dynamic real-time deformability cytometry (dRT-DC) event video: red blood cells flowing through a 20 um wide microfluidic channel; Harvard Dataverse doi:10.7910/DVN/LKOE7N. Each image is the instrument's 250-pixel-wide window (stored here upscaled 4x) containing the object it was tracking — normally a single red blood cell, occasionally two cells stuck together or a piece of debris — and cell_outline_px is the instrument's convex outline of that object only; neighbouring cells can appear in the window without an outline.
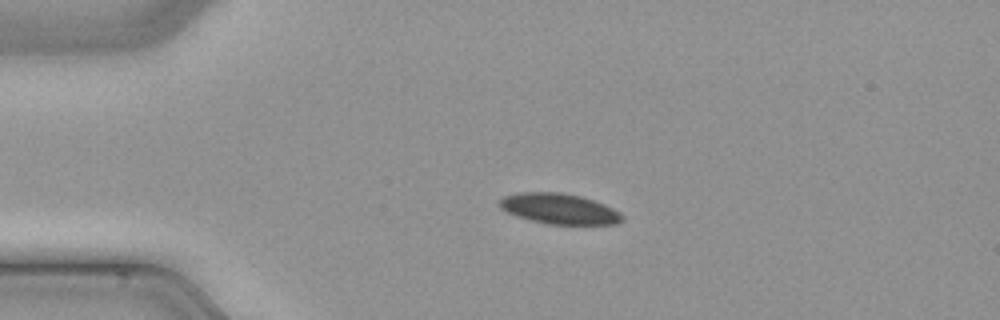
{"species": "common noctule bat (a hibernating species)", "species_latin": "Nyctalus noctula", "temperature_condition": "cold", "stored_images_in_passage": 43, "camera_frame_rate_fps": 3000, "um_per_image_px": 0.085, "animal": {"sex": "male", "body_mass_g": 21.5, "forearm_length_mm": 52.0}, "frame": {"image": 1, "passage_image": 11, "time_ms": 3.333, "image_size_px": [1000, 320], "cell_outline_px": [[624, 220], [616, 224], [548, 224], [516, 216], [504, 212], [500, 208], [500, 200], [504, 196], [516, 192], [560, 192], [580, 196], [604, 204], [620, 212], [624, 216]], "centroid_in_image_um": [47.52, 17.74], "position_along_channel_um": 37.5, "area_um2": 21.85}}
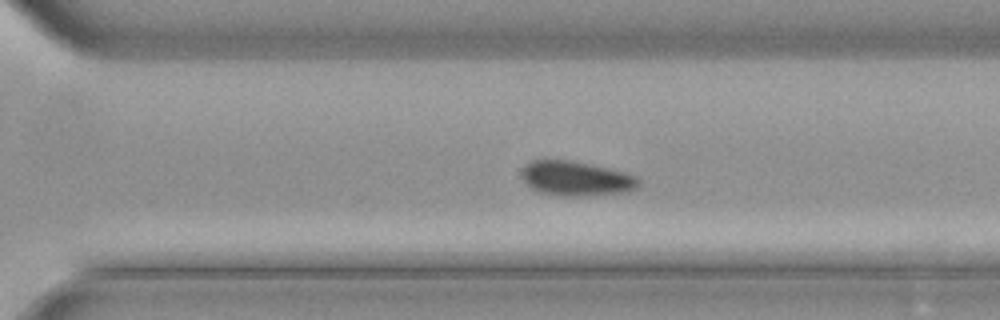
{"frame": {"image": 2, "passage_image": 34, "time_ms": 11.0, "image_size_px": [1000, 320], "cell_outline_px": [[640, 184], [636, 188], [628, 192], [584, 196], [560, 196], [540, 192], [532, 188], [520, 176], [520, 172], [532, 160], [568, 160], [588, 164], [624, 172], [636, 176], [640, 180]], "centroid_in_image_um": [48.98, 15.19], "position_along_channel_um": 321.6, "area_um2": 23.47}}
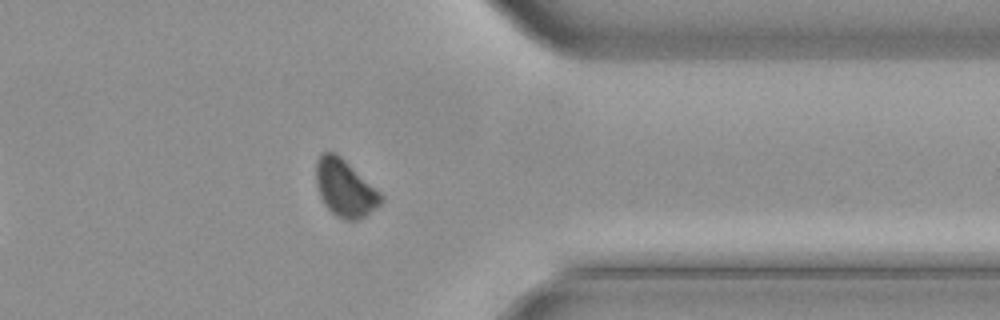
{"frame": {"image": 3, "passage_image": 39, "time_ms": 12.667, "image_size_px": [1000, 320], "cell_outline_px": [[384, 200], [380, 204], [364, 216], [356, 220], [344, 220], [336, 216], [324, 204], [320, 196], [316, 184], [316, 160], [320, 152], [332, 152], [340, 156], [380, 192], [384, 196]], "centroid_in_image_um": [29.3, 15.99], "position_along_channel_um": 382.1, "area_um2": 21.39}}